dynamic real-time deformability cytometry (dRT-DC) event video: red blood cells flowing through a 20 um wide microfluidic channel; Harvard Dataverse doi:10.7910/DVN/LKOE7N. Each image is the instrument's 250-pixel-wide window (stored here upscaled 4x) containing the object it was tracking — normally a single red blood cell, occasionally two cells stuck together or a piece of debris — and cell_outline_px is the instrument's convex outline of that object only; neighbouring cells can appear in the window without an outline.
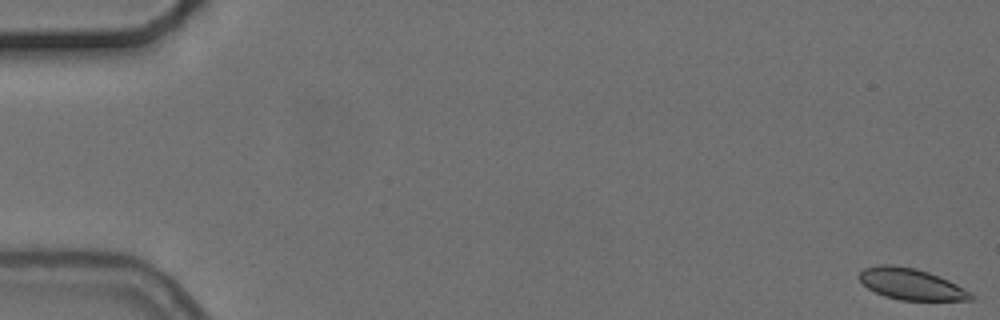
{"species": "common noctule bat (a hibernating species)", "species_latin": "Nyctalus noctula", "temperature_condition": "cold", "stored_images_in_passage": 7, "segment_of_instrument_passage": [1, 2], "camera_frame_rate_fps": 3000, "um_per_image_px": 0.085, "animal": {"sex": "female", "body_mass_g": 24.6, "forearm_length_mm": 56.2}, "frame": {"image": 1, "passage_image": 1, "time_ms": 0.0, "image_size_px": [1000, 320], "cell_outline_px": [[972, 300], [900, 300], [884, 296], [868, 288], [860, 280], [860, 272], [864, 268], [880, 264], [892, 264], [912, 268], [928, 272], [940, 276], [956, 284], [968, 292], [972, 296]], "centroid_in_image_um": [77.41, 24.14], "position_along_channel_um": 7.6, "area_um2": 20.0}}
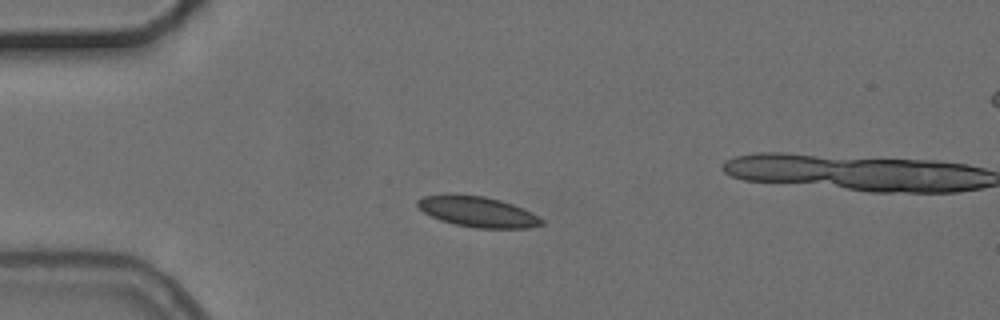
{"frame": {"image": 2, "passage_image": 4, "time_ms": 4.667, "image_size_px": [1000, 320], "cell_outline_px": [[544, 224], [528, 228], [476, 228], [456, 224], [440, 220], [424, 212], [416, 204], [416, 200], [424, 196], [448, 192], [484, 196], [500, 200], [524, 208], [540, 216], [544, 220]], "centroid_in_image_um": [40.6, 17.97], "position_along_channel_um": 44.4, "area_um2": 22.48}}
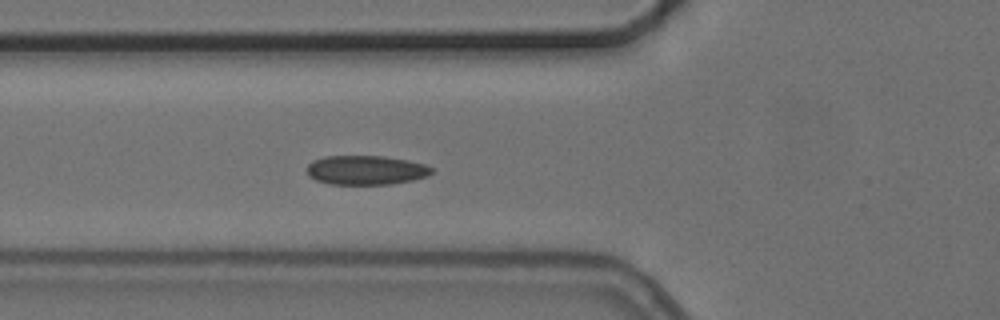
{"frame": {"image": 3, "passage_image": 6, "time_ms": 6.667, "image_size_px": [1000, 320], "cell_outline_px": [[432, 172], [428, 176], [412, 180], [392, 184], [328, 184], [316, 180], [308, 176], [308, 164], [312, 160], [324, 156], [384, 156], [408, 160], [424, 164], [432, 168]], "centroid_in_image_um": [31.09, 14.46], "position_along_channel_um": 94.7, "area_um2": 21.33}}